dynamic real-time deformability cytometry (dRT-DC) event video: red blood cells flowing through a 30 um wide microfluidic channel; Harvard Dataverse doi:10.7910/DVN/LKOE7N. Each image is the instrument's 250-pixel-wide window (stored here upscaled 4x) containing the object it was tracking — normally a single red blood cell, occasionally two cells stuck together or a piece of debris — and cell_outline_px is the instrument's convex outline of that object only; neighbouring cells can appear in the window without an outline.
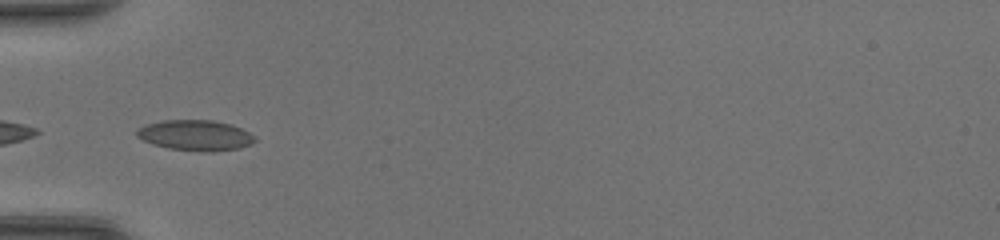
{"species": "common noctule bat (a hibernating species)", "species_latin": "Nyctalus noctula", "temperature_condition": "room temperature", "stored_images_in_passage": 26, "camera_frame_rate_fps": 3000, "um_per_image_px": 0.085, "animal": {"sex": "female", "body_mass_g": 20.0, "forearm_length_mm": 54.0}, "frame": {"image": 1, "passage_image": 1, "time_ms": 0.0, "image_size_px": [1000, 240], "cell_outline_px": [[248, 140], [244, 144], [232, 148], [176, 148], [160, 144], [148, 140], [140, 136], [140, 132], [144, 128], [156, 124], [184, 120], [196, 120], [224, 124], [236, 128]], "centroid_in_image_um": [16.5, 11.46], "position_along_channel_um": 68.5, "area_um2": 16.82}}
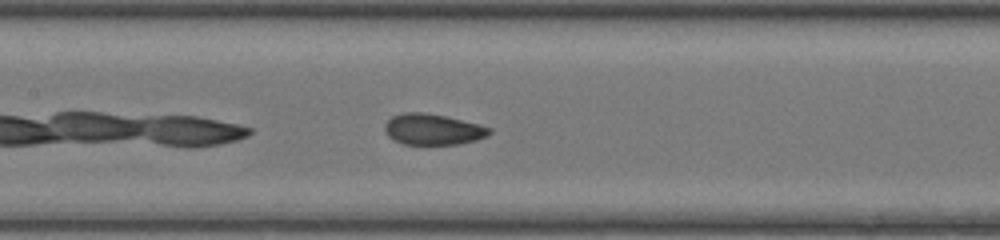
{"frame": {"image": 2, "passage_image": 8, "time_ms": 2.333, "image_size_px": [1000, 240], "cell_outline_px": [[488, 132], [480, 136], [468, 140], [448, 144], [412, 144], [400, 140], [392, 136], [388, 132], [388, 124], [396, 116], [440, 116], [488, 128]], "centroid_in_image_um": [36.81, 11.05], "position_along_channel_um": 170.6, "area_um2": 15.72}}
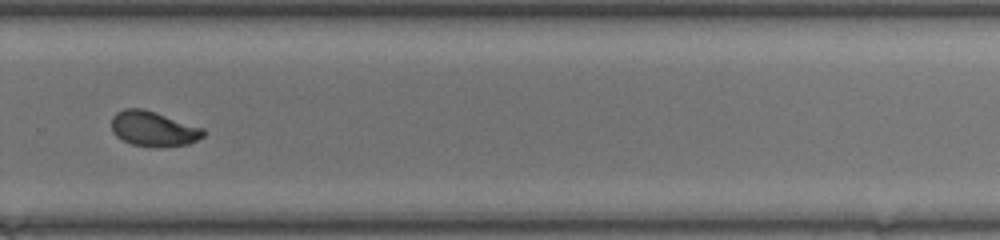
{"frame": {"image": 3, "passage_image": 18, "time_ms": 5.667, "image_size_px": [1000, 240], "cell_outline_px": [[204, 132], [200, 136], [192, 140], [180, 144], [136, 144], [120, 136], [112, 128], [112, 120], [120, 112], [136, 108], [152, 112]], "centroid_in_image_um": [12.92, 10.92], "position_along_channel_um": 316.9, "area_um2": 15.78}, "authors_computed_cell_mechanics": {"area_um2": 16.0106, "velocity_mm_per_s": 4.4023, "shape_relaxation_time_tau1_ms": 5.1695, "shape_relaxation_time_tau2_ms": 0.7231, "deformation_change_tau1": 0.159, "deformation_change_tau2": 0.0577}}